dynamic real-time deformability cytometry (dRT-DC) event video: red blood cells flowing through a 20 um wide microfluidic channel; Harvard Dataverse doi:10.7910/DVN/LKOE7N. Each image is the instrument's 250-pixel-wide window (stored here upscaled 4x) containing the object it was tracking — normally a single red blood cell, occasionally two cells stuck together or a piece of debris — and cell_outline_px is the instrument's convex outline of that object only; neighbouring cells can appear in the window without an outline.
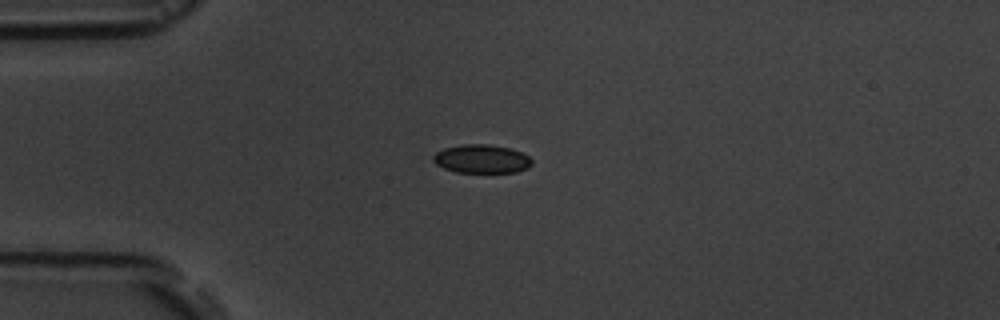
{"species": "common noctule bat (a hibernating species)", "species_latin": "Nyctalus noctula", "temperature_condition": "room temperature", "stored_images_in_passage": 5, "camera_frame_rate_fps": 3000, "um_per_image_px": 0.085, "animal": {"sex": "male", "body_mass_g": 19.5, "forearm_length_mm": 54.6}, "frame": {"image": 1, "passage_image": 5, "time_ms": 5.333, "image_size_px": [1000, 320], "cell_outline_px": [[532, 164], [528, 168], [516, 172], [456, 172], [444, 168], [436, 164], [432, 160], [432, 156], [436, 152], [444, 148], [460, 144], [488, 144], [508, 148], [520, 152], [528, 156], [532, 160]], "centroid_in_image_um": [40.91, 13.5], "position_along_channel_um": 44.1, "area_um2": 16.42}}